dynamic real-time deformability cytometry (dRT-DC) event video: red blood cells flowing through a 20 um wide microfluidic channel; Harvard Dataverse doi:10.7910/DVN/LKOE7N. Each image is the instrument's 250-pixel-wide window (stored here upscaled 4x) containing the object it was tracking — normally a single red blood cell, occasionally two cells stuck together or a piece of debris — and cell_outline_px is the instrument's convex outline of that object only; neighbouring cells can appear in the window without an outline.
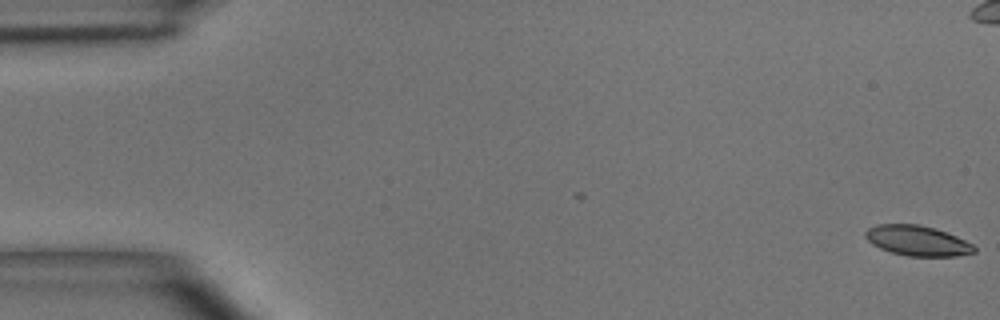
{"species": "common noctule bat (a hibernating species)", "species_latin": "Nyctalus noctula", "temperature_condition": "room temperature", "stored_images_in_passage": 6, "camera_frame_rate_fps": 3000, "um_per_image_px": 0.085, "animal": {"sex": "male", "body_mass_g": 15.6}, "frame": {"image": 1, "passage_image": 1, "time_ms": 0.0, "image_size_px": [1000, 320], "cell_outline_px": [[976, 252], [956, 256], [908, 256], [892, 252], [880, 248], [872, 244], [864, 236], [864, 232], [868, 228], [876, 224], [920, 224], [936, 228], [956, 236], [972, 244], [976, 248]], "centroid_in_image_um": [77.96, 20.45], "position_along_channel_um": 7.0, "area_um2": 19.19}}